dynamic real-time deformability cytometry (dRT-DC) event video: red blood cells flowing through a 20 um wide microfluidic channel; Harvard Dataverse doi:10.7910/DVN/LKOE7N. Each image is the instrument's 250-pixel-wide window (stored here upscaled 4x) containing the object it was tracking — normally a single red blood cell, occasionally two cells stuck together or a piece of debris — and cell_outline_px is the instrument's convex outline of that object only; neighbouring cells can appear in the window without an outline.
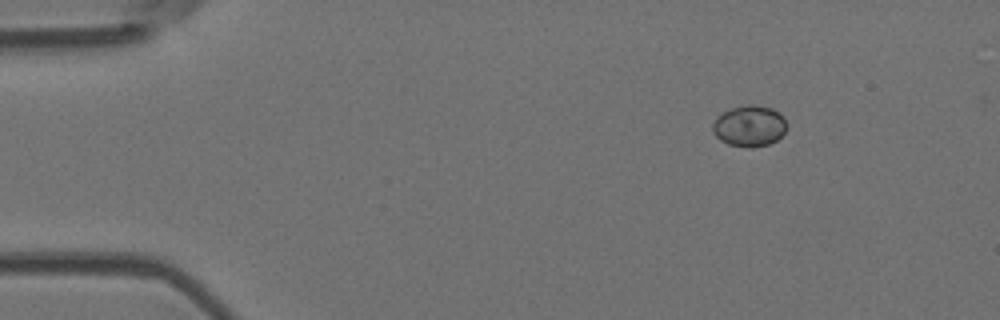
{"species": "Egyptian fruit bat (a non-hibernating species)", "species_latin": "Rousettus aegyptiacus", "temperature_condition": "room temperature", "stored_images_in_passage": 18, "camera_frame_rate_fps": 3000, "um_per_image_px": 0.085, "animal": {"sex": "female"}, "frame": {"image": 1, "passage_image": 1, "time_ms": 0.0, "image_size_px": [1000, 320], "cell_outline_px": [[788, 124], [784, 132], [776, 140], [768, 144], [752, 148], [748, 148], [728, 144], [720, 140], [712, 132], [712, 124], [716, 116], [732, 108], [748, 104], [752, 104], [772, 108], [780, 112], [784, 116]], "centroid_in_image_um": [63.7, 10.7], "position_along_channel_um": 21.3, "area_um2": 17.98}}
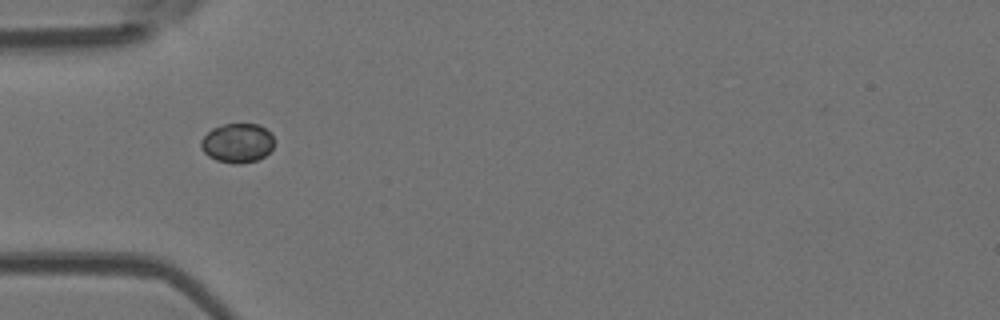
{"frame": {"image": 2, "passage_image": 11, "time_ms": 3.333, "image_size_px": [1000, 320], "cell_outline_px": [[272, 148], [264, 156], [256, 160], [240, 164], [236, 164], [216, 160], [208, 156], [200, 148], [200, 140], [212, 128], [224, 124], [260, 124], [272, 132]], "centroid_in_image_um": [20.16, 12.14], "position_along_channel_um": 64.8, "area_um2": 16.82}}
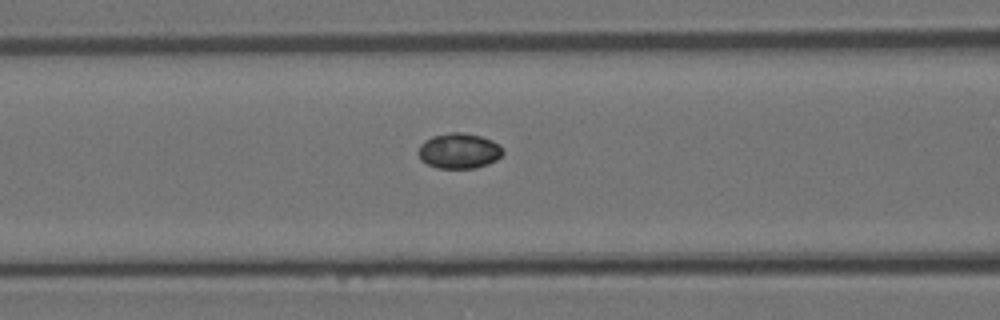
{"frame": {"image": 3, "passage_image": 16, "time_ms": 5.0, "image_size_px": [1000, 320], "cell_outline_px": [[504, 152], [496, 160], [488, 164], [476, 168], [436, 168], [420, 160], [416, 152], [420, 144], [424, 140], [432, 136], [448, 132], [464, 132], [480, 136], [492, 140], [500, 144]], "centroid_in_image_um": [38.99, 12.81], "position_along_channel_um": 127.6, "area_um2": 17.74}}